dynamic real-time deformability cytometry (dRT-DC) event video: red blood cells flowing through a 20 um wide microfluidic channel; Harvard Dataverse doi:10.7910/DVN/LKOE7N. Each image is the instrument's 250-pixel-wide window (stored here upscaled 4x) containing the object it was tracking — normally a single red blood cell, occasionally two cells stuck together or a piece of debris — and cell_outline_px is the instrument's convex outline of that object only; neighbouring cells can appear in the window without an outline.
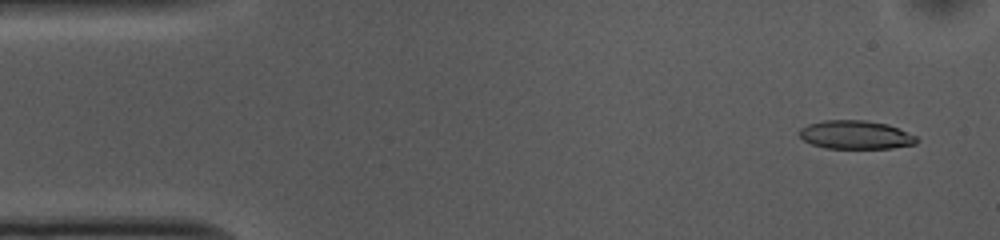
{"species": "common noctule bat (a hibernating species)", "species_latin": "Nyctalus noctula", "temperature_condition": "cold", "stored_images_in_passage": 52, "camera_frame_rate_fps": 3000, "um_per_image_px": 0.085, "animal": {"sex": "female", "body_mass_g": 10.0, "forearm_length_mm": 53.1}, "frame": {"image": 1, "passage_image": 3, "time_ms": 0.667, "image_size_px": [1000, 240], "cell_outline_px": [[916, 144], [892, 148], [824, 148], [812, 144], [804, 140], [800, 136], [800, 128], [808, 124], [824, 120], [864, 120], [888, 124], [916, 136]], "centroid_in_image_um": [72.71, 11.46], "position_along_channel_um": 12.3, "area_um2": 19.36}}
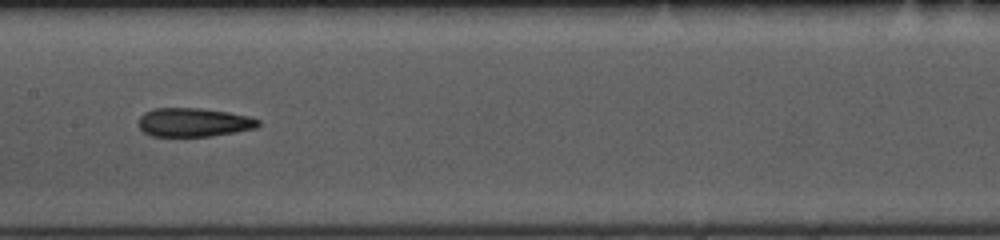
{"frame": {"image": 2, "passage_image": 25, "time_ms": 8.0, "image_size_px": [1000, 240], "cell_outline_px": [[260, 124], [256, 128], [236, 132], [212, 136], [152, 136], [144, 132], [140, 128], [140, 116], [144, 112], [152, 108], [200, 108], [228, 112], [248, 116], [260, 120]], "centroid_in_image_um": [16.48, 10.39], "position_along_channel_um": 190.9, "area_um2": 20.06}}
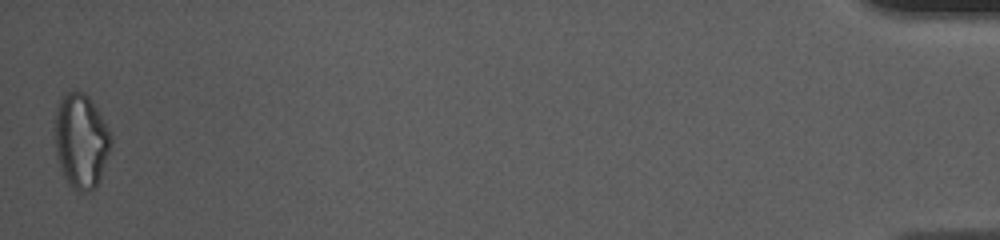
{"frame": {"image": 3, "passage_image": 52, "time_ms": 17.0, "image_size_px": [1000, 240], "cell_outline_px": [[112, 144], [100, 176], [96, 184], [88, 192], [76, 192], [68, 184], [60, 168], [56, 156], [56, 108], [60, 96], [68, 92], [84, 92], [88, 96], [96, 108], [112, 136]], "centroid_in_image_um": [6.88, 11.98], "position_along_channel_um": 428.3, "area_um2": 30.58}, "authors_computed_cell_mechanics": {"area_um2": 20.519, "velocity_mm_per_s": 3.7265, "shape_relaxation_time_tau1_ms": 6.2365, "shape_relaxation_time_tau2_ms": 3.6391, "deformation_change_tau1": 0.1827, "deformation_change_tau2": 0.13}}